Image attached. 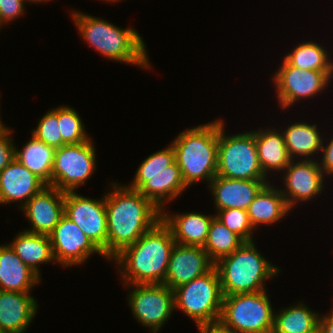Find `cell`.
Returning <instances> with one entry per match:
<instances>
[{"label":"cell","instance_id":"obj_42","mask_svg":"<svg viewBox=\"0 0 333 333\" xmlns=\"http://www.w3.org/2000/svg\"><path fill=\"white\" fill-rule=\"evenodd\" d=\"M104 1V0H103ZM106 1H108V2H117V1H119V0H106Z\"/></svg>","mask_w":333,"mask_h":333},{"label":"cell","instance_id":"obj_6","mask_svg":"<svg viewBox=\"0 0 333 333\" xmlns=\"http://www.w3.org/2000/svg\"><path fill=\"white\" fill-rule=\"evenodd\" d=\"M265 290L223 297L217 328L224 333H272L274 311Z\"/></svg>","mask_w":333,"mask_h":333},{"label":"cell","instance_id":"obj_16","mask_svg":"<svg viewBox=\"0 0 333 333\" xmlns=\"http://www.w3.org/2000/svg\"><path fill=\"white\" fill-rule=\"evenodd\" d=\"M134 176V181L128 187L138 190L161 211L165 210L163 205L167 201H173L187 189L176 161L159 173L135 174Z\"/></svg>","mask_w":333,"mask_h":333},{"label":"cell","instance_id":"obj_33","mask_svg":"<svg viewBox=\"0 0 333 333\" xmlns=\"http://www.w3.org/2000/svg\"><path fill=\"white\" fill-rule=\"evenodd\" d=\"M32 134L45 144L57 149L63 146V139L58 125V107L48 111L38 122Z\"/></svg>","mask_w":333,"mask_h":333},{"label":"cell","instance_id":"obj_9","mask_svg":"<svg viewBox=\"0 0 333 333\" xmlns=\"http://www.w3.org/2000/svg\"><path fill=\"white\" fill-rule=\"evenodd\" d=\"M92 139L55 150L51 186L62 192L76 191L86 183L96 168V151Z\"/></svg>","mask_w":333,"mask_h":333},{"label":"cell","instance_id":"obj_40","mask_svg":"<svg viewBox=\"0 0 333 333\" xmlns=\"http://www.w3.org/2000/svg\"><path fill=\"white\" fill-rule=\"evenodd\" d=\"M25 1H28L29 2H34V3H38V2H47L48 0H25Z\"/></svg>","mask_w":333,"mask_h":333},{"label":"cell","instance_id":"obj_35","mask_svg":"<svg viewBox=\"0 0 333 333\" xmlns=\"http://www.w3.org/2000/svg\"><path fill=\"white\" fill-rule=\"evenodd\" d=\"M10 133L11 129L8 127L4 125L0 127V171L15 159L16 147L13 138H9Z\"/></svg>","mask_w":333,"mask_h":333},{"label":"cell","instance_id":"obj_1","mask_svg":"<svg viewBox=\"0 0 333 333\" xmlns=\"http://www.w3.org/2000/svg\"><path fill=\"white\" fill-rule=\"evenodd\" d=\"M112 185L113 191L105 195L108 260L162 220V211L138 190L117 183Z\"/></svg>","mask_w":333,"mask_h":333},{"label":"cell","instance_id":"obj_29","mask_svg":"<svg viewBox=\"0 0 333 333\" xmlns=\"http://www.w3.org/2000/svg\"><path fill=\"white\" fill-rule=\"evenodd\" d=\"M327 52L321 45L306 41L296 46L284 59L291 66L304 70L333 71V63Z\"/></svg>","mask_w":333,"mask_h":333},{"label":"cell","instance_id":"obj_2","mask_svg":"<svg viewBox=\"0 0 333 333\" xmlns=\"http://www.w3.org/2000/svg\"><path fill=\"white\" fill-rule=\"evenodd\" d=\"M175 243L171 229L160 220L138 241L125 247L113 258L125 286L163 284Z\"/></svg>","mask_w":333,"mask_h":333},{"label":"cell","instance_id":"obj_31","mask_svg":"<svg viewBox=\"0 0 333 333\" xmlns=\"http://www.w3.org/2000/svg\"><path fill=\"white\" fill-rule=\"evenodd\" d=\"M58 125L63 139V146L78 144L90 139L79 114L71 107L58 106Z\"/></svg>","mask_w":333,"mask_h":333},{"label":"cell","instance_id":"obj_32","mask_svg":"<svg viewBox=\"0 0 333 333\" xmlns=\"http://www.w3.org/2000/svg\"><path fill=\"white\" fill-rule=\"evenodd\" d=\"M215 217L224 224L230 231L236 233L245 242L253 241L252 227L248 212L243 209H223L217 210Z\"/></svg>","mask_w":333,"mask_h":333},{"label":"cell","instance_id":"obj_43","mask_svg":"<svg viewBox=\"0 0 333 333\" xmlns=\"http://www.w3.org/2000/svg\"><path fill=\"white\" fill-rule=\"evenodd\" d=\"M4 124L2 123L1 119H0V127L3 126Z\"/></svg>","mask_w":333,"mask_h":333},{"label":"cell","instance_id":"obj_22","mask_svg":"<svg viewBox=\"0 0 333 333\" xmlns=\"http://www.w3.org/2000/svg\"><path fill=\"white\" fill-rule=\"evenodd\" d=\"M40 276L25 265L10 245H0V290L30 292Z\"/></svg>","mask_w":333,"mask_h":333},{"label":"cell","instance_id":"obj_19","mask_svg":"<svg viewBox=\"0 0 333 333\" xmlns=\"http://www.w3.org/2000/svg\"><path fill=\"white\" fill-rule=\"evenodd\" d=\"M46 186L42 179L15 158L0 171V204L22 200L21 208Z\"/></svg>","mask_w":333,"mask_h":333},{"label":"cell","instance_id":"obj_13","mask_svg":"<svg viewBox=\"0 0 333 333\" xmlns=\"http://www.w3.org/2000/svg\"><path fill=\"white\" fill-rule=\"evenodd\" d=\"M49 237L54 260L61 266L82 264L93 253L103 256L83 231L65 215L60 218Z\"/></svg>","mask_w":333,"mask_h":333},{"label":"cell","instance_id":"obj_27","mask_svg":"<svg viewBox=\"0 0 333 333\" xmlns=\"http://www.w3.org/2000/svg\"><path fill=\"white\" fill-rule=\"evenodd\" d=\"M319 313L310 310L305 304L282 308L274 313L272 333H318Z\"/></svg>","mask_w":333,"mask_h":333},{"label":"cell","instance_id":"obj_41","mask_svg":"<svg viewBox=\"0 0 333 333\" xmlns=\"http://www.w3.org/2000/svg\"><path fill=\"white\" fill-rule=\"evenodd\" d=\"M0 333H9V332H7V331H5V330H3V329L0 328Z\"/></svg>","mask_w":333,"mask_h":333},{"label":"cell","instance_id":"obj_25","mask_svg":"<svg viewBox=\"0 0 333 333\" xmlns=\"http://www.w3.org/2000/svg\"><path fill=\"white\" fill-rule=\"evenodd\" d=\"M9 245L23 263L39 276H41L38 269L40 264L55 262L49 235L30 233L24 230L16 235V238Z\"/></svg>","mask_w":333,"mask_h":333},{"label":"cell","instance_id":"obj_38","mask_svg":"<svg viewBox=\"0 0 333 333\" xmlns=\"http://www.w3.org/2000/svg\"><path fill=\"white\" fill-rule=\"evenodd\" d=\"M318 333H333V308L329 316L324 317L320 314Z\"/></svg>","mask_w":333,"mask_h":333},{"label":"cell","instance_id":"obj_12","mask_svg":"<svg viewBox=\"0 0 333 333\" xmlns=\"http://www.w3.org/2000/svg\"><path fill=\"white\" fill-rule=\"evenodd\" d=\"M274 75L281 108H289L299 99L309 98L328 87L333 71L304 70L291 66L285 59Z\"/></svg>","mask_w":333,"mask_h":333},{"label":"cell","instance_id":"obj_30","mask_svg":"<svg viewBox=\"0 0 333 333\" xmlns=\"http://www.w3.org/2000/svg\"><path fill=\"white\" fill-rule=\"evenodd\" d=\"M245 241L236 233L230 231L216 217L211 221L208 237L203 249L209 258L216 263L224 256L230 255Z\"/></svg>","mask_w":333,"mask_h":333},{"label":"cell","instance_id":"obj_3","mask_svg":"<svg viewBox=\"0 0 333 333\" xmlns=\"http://www.w3.org/2000/svg\"><path fill=\"white\" fill-rule=\"evenodd\" d=\"M79 34L91 47L113 61L151 67L142 37L133 28L121 29L98 17L72 12Z\"/></svg>","mask_w":333,"mask_h":333},{"label":"cell","instance_id":"obj_21","mask_svg":"<svg viewBox=\"0 0 333 333\" xmlns=\"http://www.w3.org/2000/svg\"><path fill=\"white\" fill-rule=\"evenodd\" d=\"M215 215L207 216L197 212L171 215L162 211V221L171 229L176 243L204 247Z\"/></svg>","mask_w":333,"mask_h":333},{"label":"cell","instance_id":"obj_36","mask_svg":"<svg viewBox=\"0 0 333 333\" xmlns=\"http://www.w3.org/2000/svg\"><path fill=\"white\" fill-rule=\"evenodd\" d=\"M25 0H0V27L20 17L25 10Z\"/></svg>","mask_w":333,"mask_h":333},{"label":"cell","instance_id":"obj_15","mask_svg":"<svg viewBox=\"0 0 333 333\" xmlns=\"http://www.w3.org/2000/svg\"><path fill=\"white\" fill-rule=\"evenodd\" d=\"M214 266L203 247L175 243L163 284L175 290L209 272Z\"/></svg>","mask_w":333,"mask_h":333},{"label":"cell","instance_id":"obj_5","mask_svg":"<svg viewBox=\"0 0 333 333\" xmlns=\"http://www.w3.org/2000/svg\"><path fill=\"white\" fill-rule=\"evenodd\" d=\"M255 246L254 241L244 242L215 263L223 296L263 291V282L279 273L280 269L267 261Z\"/></svg>","mask_w":333,"mask_h":333},{"label":"cell","instance_id":"obj_24","mask_svg":"<svg viewBox=\"0 0 333 333\" xmlns=\"http://www.w3.org/2000/svg\"><path fill=\"white\" fill-rule=\"evenodd\" d=\"M289 211L290 209L280 190L270 185V183L260 190L247 209L250 223L254 229L257 225L276 224Z\"/></svg>","mask_w":333,"mask_h":333},{"label":"cell","instance_id":"obj_37","mask_svg":"<svg viewBox=\"0 0 333 333\" xmlns=\"http://www.w3.org/2000/svg\"><path fill=\"white\" fill-rule=\"evenodd\" d=\"M329 141L330 142L326 147L322 144L321 151L323 152V155L322 160L320 161L321 163H319V166L325 175H333V137Z\"/></svg>","mask_w":333,"mask_h":333},{"label":"cell","instance_id":"obj_34","mask_svg":"<svg viewBox=\"0 0 333 333\" xmlns=\"http://www.w3.org/2000/svg\"><path fill=\"white\" fill-rule=\"evenodd\" d=\"M174 162L175 151L172 144H170L169 147L159 150L145 158L137 168L135 174H156Z\"/></svg>","mask_w":333,"mask_h":333},{"label":"cell","instance_id":"obj_26","mask_svg":"<svg viewBox=\"0 0 333 333\" xmlns=\"http://www.w3.org/2000/svg\"><path fill=\"white\" fill-rule=\"evenodd\" d=\"M55 148L38 140L33 134L22 150H15V158L32 173L51 186Z\"/></svg>","mask_w":333,"mask_h":333},{"label":"cell","instance_id":"obj_23","mask_svg":"<svg viewBox=\"0 0 333 333\" xmlns=\"http://www.w3.org/2000/svg\"><path fill=\"white\" fill-rule=\"evenodd\" d=\"M276 129H261L257 132L253 131L255 135V142L258 153V160L263 173L271 171H284L290 164L292 159L289 156L288 150L285 146V139L283 132Z\"/></svg>","mask_w":333,"mask_h":333},{"label":"cell","instance_id":"obj_10","mask_svg":"<svg viewBox=\"0 0 333 333\" xmlns=\"http://www.w3.org/2000/svg\"><path fill=\"white\" fill-rule=\"evenodd\" d=\"M128 294L132 314L153 333L161 330L175 309L174 290L164 284H130Z\"/></svg>","mask_w":333,"mask_h":333},{"label":"cell","instance_id":"obj_14","mask_svg":"<svg viewBox=\"0 0 333 333\" xmlns=\"http://www.w3.org/2000/svg\"><path fill=\"white\" fill-rule=\"evenodd\" d=\"M285 170L283 179L286 189L280 192L290 210L298 201L307 202L322 192L325 175L318 161L300 159L295 163L293 159Z\"/></svg>","mask_w":333,"mask_h":333},{"label":"cell","instance_id":"obj_8","mask_svg":"<svg viewBox=\"0 0 333 333\" xmlns=\"http://www.w3.org/2000/svg\"><path fill=\"white\" fill-rule=\"evenodd\" d=\"M224 121L219 119L217 175L230 179H267L258 160L255 135L245 132L225 135Z\"/></svg>","mask_w":333,"mask_h":333},{"label":"cell","instance_id":"obj_20","mask_svg":"<svg viewBox=\"0 0 333 333\" xmlns=\"http://www.w3.org/2000/svg\"><path fill=\"white\" fill-rule=\"evenodd\" d=\"M30 292L0 290V328L24 333L36 315L38 304Z\"/></svg>","mask_w":333,"mask_h":333},{"label":"cell","instance_id":"obj_11","mask_svg":"<svg viewBox=\"0 0 333 333\" xmlns=\"http://www.w3.org/2000/svg\"><path fill=\"white\" fill-rule=\"evenodd\" d=\"M64 215L73 221L107 258V213L105 195L86 198L76 191L65 192Z\"/></svg>","mask_w":333,"mask_h":333},{"label":"cell","instance_id":"obj_28","mask_svg":"<svg viewBox=\"0 0 333 333\" xmlns=\"http://www.w3.org/2000/svg\"><path fill=\"white\" fill-rule=\"evenodd\" d=\"M283 135L286 149L292 160L295 158L294 156L298 157L299 155L300 158L305 156V160L311 159L308 157L319 153L324 141L321 138L316 124L311 125L305 122H295L289 125L287 129L283 131Z\"/></svg>","mask_w":333,"mask_h":333},{"label":"cell","instance_id":"obj_18","mask_svg":"<svg viewBox=\"0 0 333 333\" xmlns=\"http://www.w3.org/2000/svg\"><path fill=\"white\" fill-rule=\"evenodd\" d=\"M267 179H230L216 175L209 183L217 210L248 209L260 190L268 184Z\"/></svg>","mask_w":333,"mask_h":333},{"label":"cell","instance_id":"obj_39","mask_svg":"<svg viewBox=\"0 0 333 333\" xmlns=\"http://www.w3.org/2000/svg\"><path fill=\"white\" fill-rule=\"evenodd\" d=\"M200 333H224L220 331L217 327H208V328H198Z\"/></svg>","mask_w":333,"mask_h":333},{"label":"cell","instance_id":"obj_7","mask_svg":"<svg viewBox=\"0 0 333 333\" xmlns=\"http://www.w3.org/2000/svg\"><path fill=\"white\" fill-rule=\"evenodd\" d=\"M223 297L215 266L209 272L174 290L175 309L183 311L193 319L198 328L217 327Z\"/></svg>","mask_w":333,"mask_h":333},{"label":"cell","instance_id":"obj_17","mask_svg":"<svg viewBox=\"0 0 333 333\" xmlns=\"http://www.w3.org/2000/svg\"><path fill=\"white\" fill-rule=\"evenodd\" d=\"M64 199L65 192L49 185L35 194L21 207L32 226L26 231L49 235L64 215Z\"/></svg>","mask_w":333,"mask_h":333},{"label":"cell","instance_id":"obj_4","mask_svg":"<svg viewBox=\"0 0 333 333\" xmlns=\"http://www.w3.org/2000/svg\"><path fill=\"white\" fill-rule=\"evenodd\" d=\"M219 119L181 132L171 143L175 161L187 187L196 181L208 184L217 175Z\"/></svg>","mask_w":333,"mask_h":333}]
</instances>
